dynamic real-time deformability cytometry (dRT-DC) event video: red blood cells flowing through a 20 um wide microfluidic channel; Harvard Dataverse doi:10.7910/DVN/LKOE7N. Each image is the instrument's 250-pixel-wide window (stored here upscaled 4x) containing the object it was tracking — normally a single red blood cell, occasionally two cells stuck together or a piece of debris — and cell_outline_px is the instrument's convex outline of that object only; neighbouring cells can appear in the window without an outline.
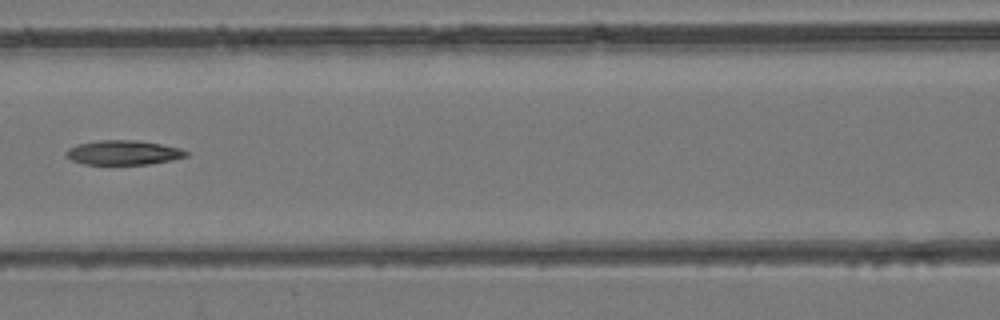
{"species": "common noctule bat (a hibernating species)", "species_latin": "Nyctalus noctula", "temperature_condition": "room temperature", "stored_images_in_passage": 6, "camera_frame_rate_fps": 3000, "um_per_image_px": 0.085, "animal": {"sex": "female", "body_mass_g": 24.6, "forearm_length_mm": 56.2}, "frame": {"image": 1, "passage_image": 6, "time_ms": 5.667, "image_size_px": [1000, 320], "cell_outline_px": [[188, 156], [172, 160], [148, 164], [84, 164], [72, 160], [64, 156], [64, 152], [68, 148], [76, 144], [100, 140], [136, 140], [160, 144], [180, 148], [188, 152]], "centroid_in_image_um": [10.45, 12.97], "position_along_channel_um": 156.2, "area_um2": 17.17}}